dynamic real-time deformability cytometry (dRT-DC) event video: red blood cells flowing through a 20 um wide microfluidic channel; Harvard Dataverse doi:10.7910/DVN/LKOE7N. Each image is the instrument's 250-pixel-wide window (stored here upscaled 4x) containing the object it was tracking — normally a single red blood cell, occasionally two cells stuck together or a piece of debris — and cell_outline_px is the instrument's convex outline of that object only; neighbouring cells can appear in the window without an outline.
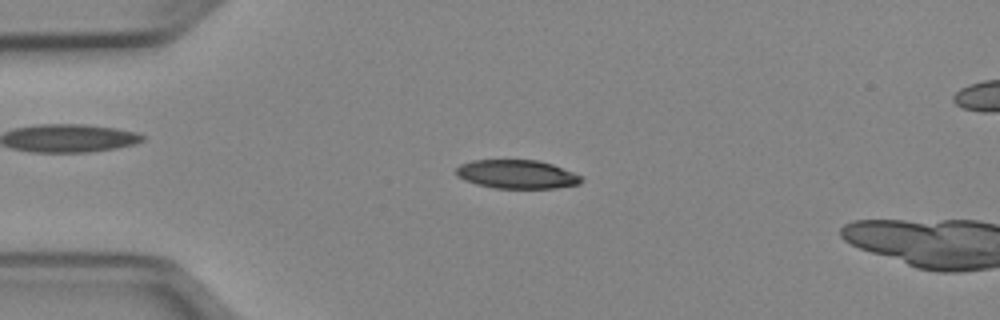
{"species": "Egyptian fruit bat (a non-hibernating species)", "species_latin": "Rousettus aegyptiacus", "temperature_condition": "cold", "stored_images_in_passage": 50, "camera_frame_rate_fps": 3000, "um_per_image_px": 0.085, "animal": {"sex": "female"}, "frame": {"image": 1, "passage_image": 12, "time_ms": 3.667, "image_size_px": [1000, 320], "cell_outline_px": [[584, 180], [580, 184], [556, 188], [496, 188], [476, 184], [464, 180], [456, 176], [456, 168], [460, 164], [472, 160], [536, 160], [552, 164], [572, 172], [580, 176]], "centroid_in_image_um": [43.91, 14.81], "position_along_channel_um": 41.1, "area_um2": 20.92}}
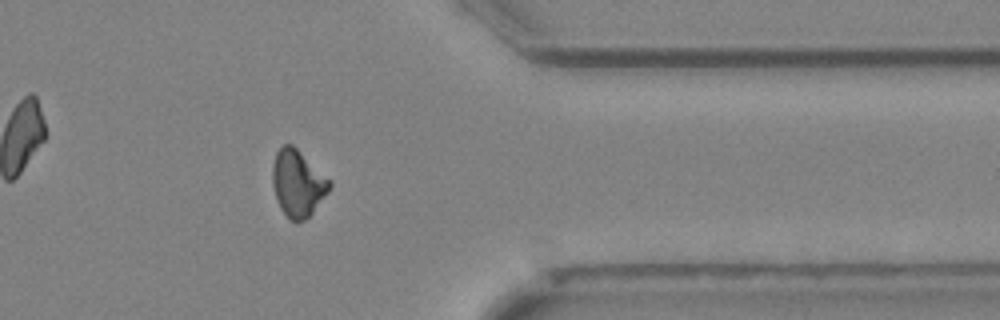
{"frame": {"image": 2, "passage_image": 41, "time_ms": 13.333, "image_size_px": [1000, 320], "cell_outline_px": [[332, 184], [328, 192], [312, 212], [304, 220], [296, 224], [288, 220], [280, 208], [276, 200], [272, 184], [272, 164], [276, 152], [284, 144], [292, 144], [332, 180]], "centroid_in_image_um": [25.3, 15.6], "position_along_channel_um": 386.1, "area_um2": 22.48}}
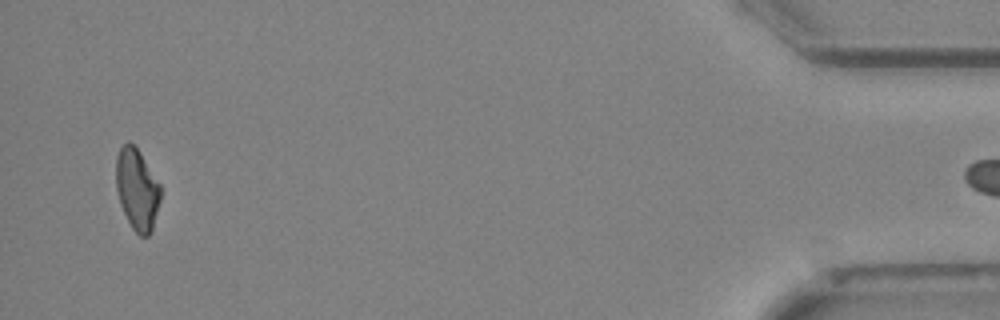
{"frame": {"image": 3, "passage_image": 49, "time_ms": 16.0, "image_size_px": [1000, 320], "cell_outline_px": [[160, 200], [152, 232], [148, 236], [140, 236], [132, 228], [120, 204], [116, 188], [116, 156], [120, 148], [128, 140], [140, 152], [160, 184]], "centroid_in_image_um": [11.65, 16.1], "position_along_channel_um": 423.6, "area_um2": 21.04}}